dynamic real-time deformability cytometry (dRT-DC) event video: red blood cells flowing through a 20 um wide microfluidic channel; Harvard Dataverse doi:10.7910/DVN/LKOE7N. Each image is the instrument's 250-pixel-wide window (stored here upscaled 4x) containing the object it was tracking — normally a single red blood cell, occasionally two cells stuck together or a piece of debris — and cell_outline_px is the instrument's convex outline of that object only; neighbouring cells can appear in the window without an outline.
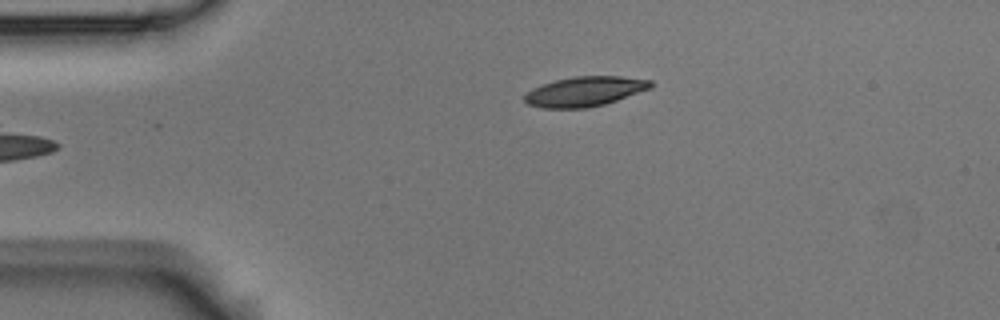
{"species": "Egyptian fruit bat (a non-hibernating species)", "species_latin": "Rousettus aegyptiacus", "temperature_condition": "room temperature", "stored_images_in_passage": 3, "camera_frame_rate_fps": 3000, "um_per_image_px": 0.085, "animal": {"sex": "male"}, "frame": {"image": 1, "passage_image": 3, "time_ms": 0.667, "image_size_px": [1000, 320], "cell_outline_px": [[656, 84], [652, 88], [604, 104], [588, 108], [544, 108], [528, 104], [524, 100], [524, 96], [532, 88], [556, 80], [576, 76], [620, 76], [652, 80]], "centroid_in_image_um": [49.75, 7.77], "position_along_channel_um": 35.2, "area_um2": 21.85}}